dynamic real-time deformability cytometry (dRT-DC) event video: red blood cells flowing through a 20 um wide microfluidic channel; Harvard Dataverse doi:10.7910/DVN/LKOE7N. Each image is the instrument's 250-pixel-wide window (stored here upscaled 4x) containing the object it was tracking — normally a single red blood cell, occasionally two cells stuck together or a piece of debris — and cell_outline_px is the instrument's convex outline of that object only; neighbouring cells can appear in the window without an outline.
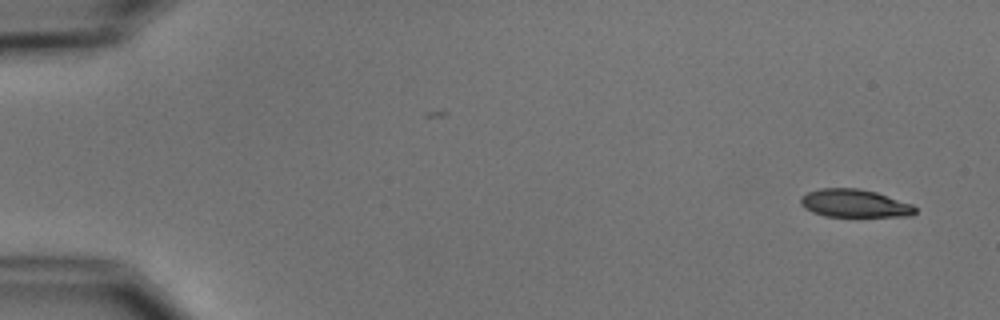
{"species": "common noctule bat (a hibernating species)", "species_latin": "Nyctalus noctula", "temperature_condition": "cold", "stored_images_in_passage": 5, "camera_frame_rate_fps": 3000, "um_per_image_px": 0.085, "animal": {"sex": "male", "body_mass_g": 15.6}, "frame": {"image": 1, "passage_image": 1, "time_ms": 0.0, "image_size_px": [1000, 320], "cell_outline_px": [[916, 212], [912, 216], [824, 216], [812, 212], [804, 208], [800, 204], [800, 196], [808, 192], [820, 188], [856, 188], [876, 192], [912, 204], [916, 208]], "centroid_in_image_um": [72.61, 17.28], "position_along_channel_um": 12.4, "area_um2": 18.67}}
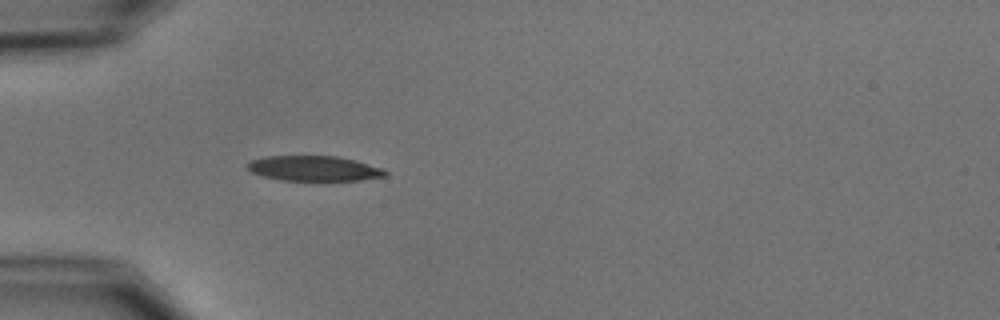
{"frame": {"image": 2, "passage_image": 5, "time_ms": 4.667, "image_size_px": [1000, 320], "cell_outline_px": [[388, 176], [360, 180], [284, 180], [264, 176], [252, 172], [244, 164], [252, 160], [264, 156], [340, 156], [356, 160], [384, 168], [388, 172]], "centroid_in_image_um": [26.74, 14.3], "position_along_channel_um": 58.3, "area_um2": 20.29}}